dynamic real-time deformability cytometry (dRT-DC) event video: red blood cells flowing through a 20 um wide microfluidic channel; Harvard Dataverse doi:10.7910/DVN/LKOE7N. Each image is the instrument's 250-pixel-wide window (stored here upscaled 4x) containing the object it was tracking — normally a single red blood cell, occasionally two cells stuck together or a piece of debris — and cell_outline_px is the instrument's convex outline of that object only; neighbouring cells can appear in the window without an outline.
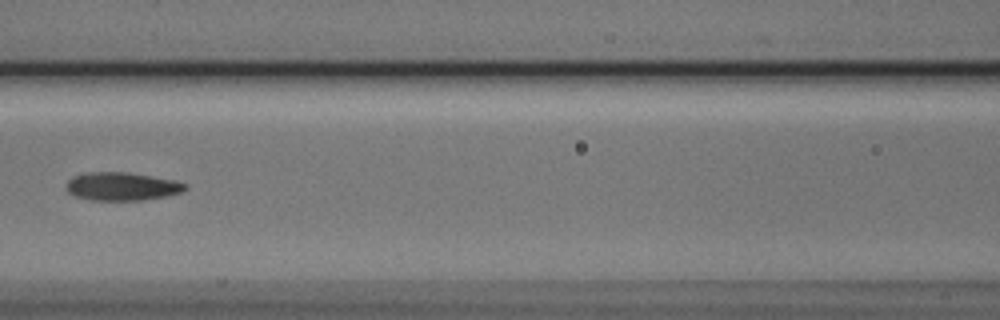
{"species": "Egyptian fruit bat (a non-hibernating species)", "species_latin": "Rousettus aegyptiacus", "temperature_condition": "cold", "stored_images_in_passage": 5, "camera_frame_rate_fps": 3000, "um_per_image_px": 0.085, "animal": {"sex": "male"}, "frame": {"image": 1, "passage_image": 5, "time_ms": 1.333, "image_size_px": [1000, 320], "cell_outline_px": [[188, 188], [180, 192], [164, 196], [144, 200], [92, 200], [76, 196], [68, 192], [68, 180], [72, 176], [92, 172], [128, 172], [176, 180], [188, 184]], "centroid_in_image_um": [10.4, 15.84], "position_along_channel_um": 156.2, "area_um2": 19.42}}